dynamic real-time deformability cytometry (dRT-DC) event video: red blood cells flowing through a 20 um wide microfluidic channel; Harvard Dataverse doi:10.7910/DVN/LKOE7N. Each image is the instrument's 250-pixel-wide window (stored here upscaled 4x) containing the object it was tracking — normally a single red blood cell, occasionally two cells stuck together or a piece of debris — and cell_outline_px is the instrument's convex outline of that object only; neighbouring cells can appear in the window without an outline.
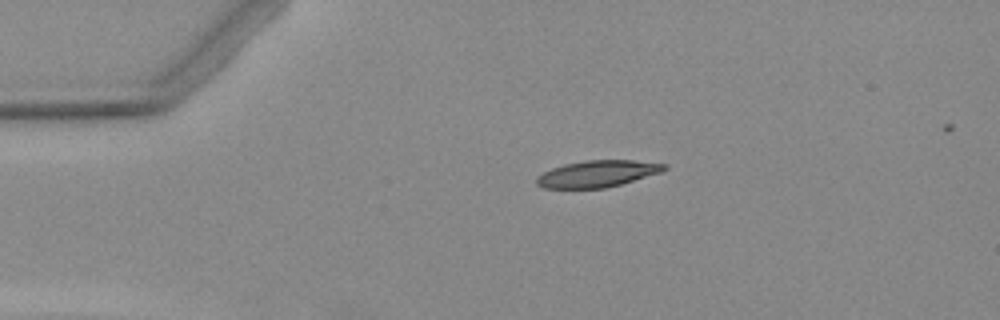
{"species": "Egyptian fruit bat (a non-hibernating species)", "species_latin": "Rousettus aegyptiacus", "temperature_condition": "warm", "stored_images_in_passage": 2, "camera_frame_rate_fps": 3000, "um_per_image_px": 0.085, "animal": {"sex": "female"}, "frame": {"image": 1, "passage_image": 1, "time_ms": 0.0, "image_size_px": [1000, 320], "cell_outline_px": [[668, 168], [660, 172], [620, 184], [604, 188], [544, 188], [536, 184], [536, 176], [552, 168], [564, 164], [584, 160], [632, 160], [668, 164]], "centroid_in_image_um": [50.76, 14.76], "position_along_channel_um": 34.2, "area_um2": 19.71}}